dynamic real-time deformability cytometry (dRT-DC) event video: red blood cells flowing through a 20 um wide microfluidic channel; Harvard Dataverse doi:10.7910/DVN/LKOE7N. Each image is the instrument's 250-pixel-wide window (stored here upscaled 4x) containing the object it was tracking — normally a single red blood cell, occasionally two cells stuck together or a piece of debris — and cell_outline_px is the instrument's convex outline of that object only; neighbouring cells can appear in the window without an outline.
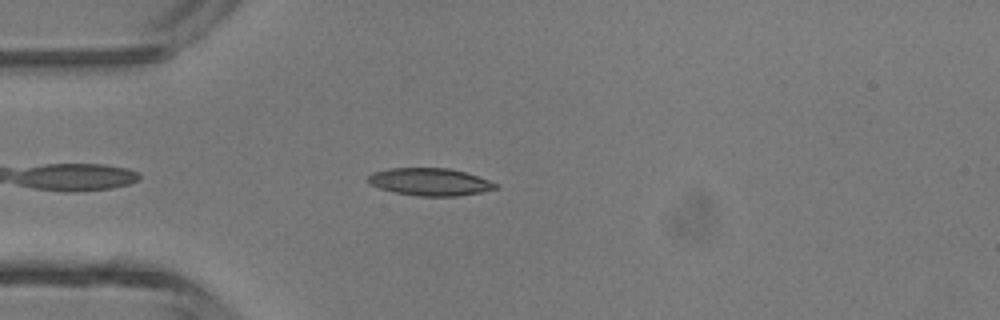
{"species": "common noctule bat (a hibernating species)", "species_latin": "Nyctalus noctula", "temperature_condition": "room temperature", "stored_images_in_passage": 29, "camera_frame_rate_fps": 3000, "um_per_image_px": 0.085, "animal": {"sex": "male", "body_mass_g": 13.3}, "frame": {"image": 1, "passage_image": 4, "time_ms": 1.0, "image_size_px": [1000, 320], "cell_outline_px": [[500, 188], [480, 192], [456, 196], [420, 196], [396, 192], [380, 188], [368, 184], [368, 176], [372, 172], [388, 168], [448, 168], [464, 172], [488, 180], [496, 184]], "centroid_in_image_um": [36.51, 15.45], "position_along_channel_um": 48.5, "area_um2": 20.23}}
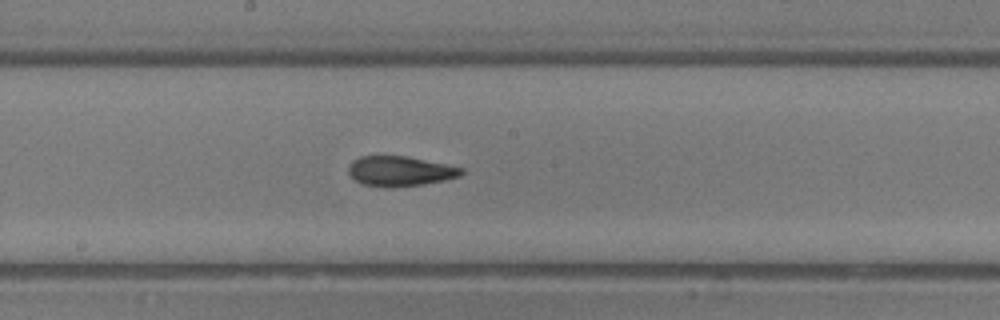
{"frame": {"image": 2, "passage_image": 16, "time_ms": 5.0, "image_size_px": [1000, 320], "cell_outline_px": [[464, 172], [460, 176], [444, 180], [424, 184], [392, 188], [384, 188], [360, 184], [348, 176], [348, 168], [352, 160], [360, 156], [408, 156], [464, 168]], "centroid_in_image_um": [33.95, 14.56], "position_along_channel_um": 214.2, "area_um2": 20.11}}
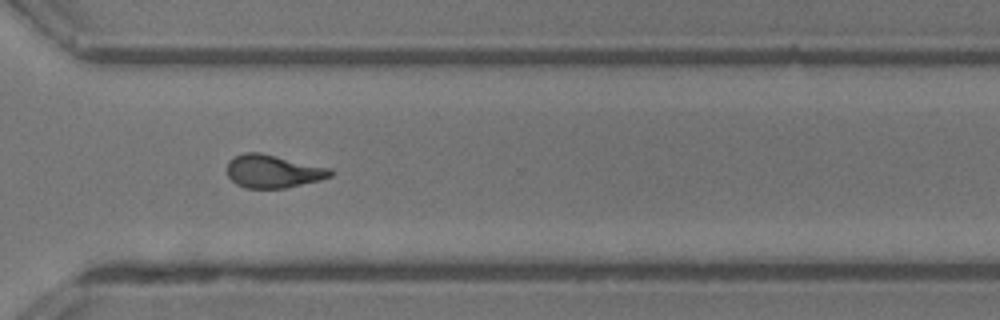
{"frame": {"image": 3, "passage_image": 25, "time_ms": 8.0, "image_size_px": [1000, 320], "cell_outline_px": [[332, 176], [320, 180], [284, 188], [244, 188], [236, 184], [228, 176], [224, 168], [228, 160], [244, 152], [260, 152], [332, 168]], "centroid_in_image_um": [23.17, 14.55], "position_along_channel_um": 347.4, "area_um2": 20.17}, "authors_computed_cell_mechanics": {"area_um2": 20.1144, "velocity_mm_per_s": 4.4546, "shape_relaxation_time_tau1_ms": 8.1616, "shape_relaxation_time_tau2_ms": 1.5935, "deformation_change_tau1": 0.2617, "deformation_change_tau2": 0.093}}